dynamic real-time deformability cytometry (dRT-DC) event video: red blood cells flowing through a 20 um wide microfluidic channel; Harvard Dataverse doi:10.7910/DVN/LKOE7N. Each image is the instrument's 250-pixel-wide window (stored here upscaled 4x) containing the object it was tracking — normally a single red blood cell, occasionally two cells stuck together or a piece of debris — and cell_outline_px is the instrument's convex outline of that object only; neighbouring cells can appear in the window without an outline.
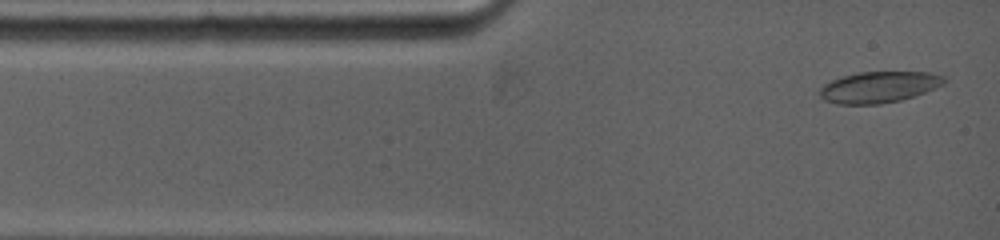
{"species": "common noctule bat (a hibernating species)", "species_latin": "Nyctalus noctula", "temperature_condition": "warm", "stored_images_in_passage": 21, "camera_frame_rate_fps": 5000, "um_per_image_px": 0.085, "animal": {"sex": "female", "body_mass_g": 19.0, "forearm_length_mm": 53.3}, "frame": {"image": 1, "passage_image": 1, "time_ms": 0.0, "image_size_px": [1000, 240], "cell_outline_px": [[948, 80], [944, 84], [924, 92], [900, 100], [880, 104], [836, 104], [824, 100], [820, 96], [820, 88], [824, 84], [832, 80], [844, 76], [860, 72], [928, 72], [944, 76]], "centroid_in_image_um": [74.71, 7.4], "position_along_channel_um": 10.3, "area_um2": 22.48}}
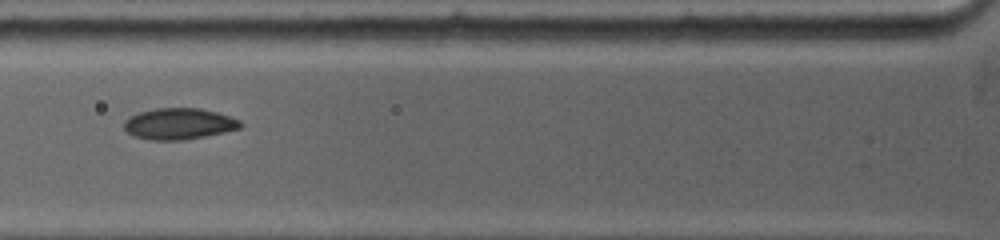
{"frame": {"image": 2, "passage_image": 11, "time_ms": 3.6, "image_size_px": [1000, 240], "cell_outline_px": [[244, 124], [240, 128], [224, 132], [184, 140], [148, 140], [132, 136], [124, 128], [124, 120], [128, 116], [140, 112], [156, 108], [200, 108], [216, 112], [240, 120]], "centroid_in_image_um": [15.18, 10.52], "position_along_channel_um": 110.6, "area_um2": 21.27}}
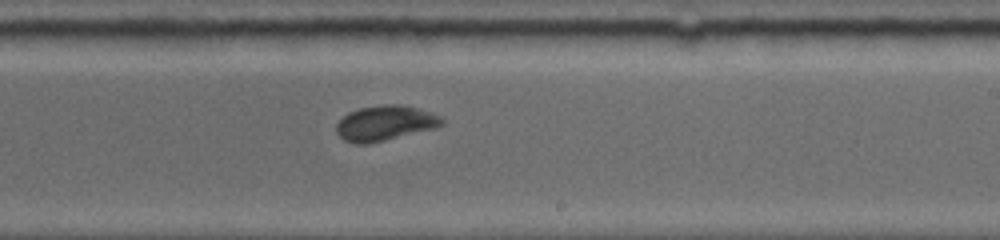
{"frame": {"image": 3, "passage_image": 21, "time_ms": 7.4, "image_size_px": [1000, 240], "cell_outline_px": [[444, 124], [436, 128], [368, 144], [356, 144], [344, 140], [336, 132], [336, 124], [348, 112], [360, 108], [384, 104], [396, 104], [416, 108], [440, 116], [444, 120]], "centroid_in_image_um": [32.72, 10.47], "position_along_channel_um": 256.3, "area_um2": 21.44}}